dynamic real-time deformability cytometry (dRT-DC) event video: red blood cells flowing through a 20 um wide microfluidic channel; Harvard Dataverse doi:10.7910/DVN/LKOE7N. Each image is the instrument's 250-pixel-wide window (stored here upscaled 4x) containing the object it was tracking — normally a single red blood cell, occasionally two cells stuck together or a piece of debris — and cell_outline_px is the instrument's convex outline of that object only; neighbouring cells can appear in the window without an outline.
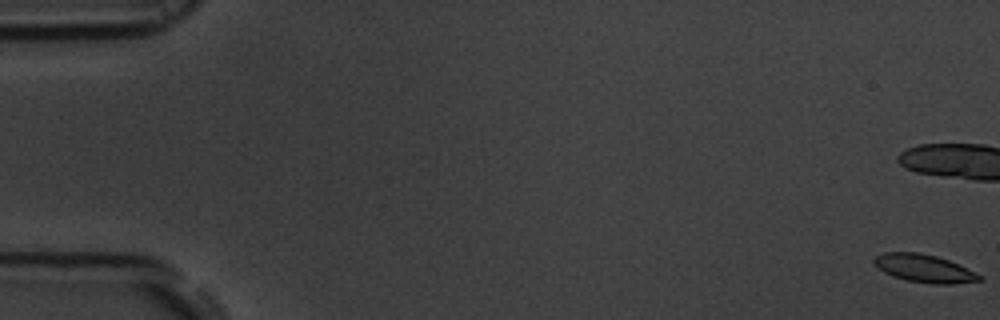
{"species": "common noctule bat (a hibernating species)", "species_latin": "Nyctalus noctula", "temperature_condition": "room temperature", "stored_images_in_passage": 17, "camera_frame_rate_fps": 3000, "um_per_image_px": 0.085, "animal": {"sex": "male", "body_mass_g": 19.5, "forearm_length_mm": 54.6}, "frame": {"image": 1, "passage_image": 1, "time_ms": 0.0, "image_size_px": [1000, 320], "cell_outline_px": [[984, 280], [952, 284], [932, 284], [908, 280], [892, 276], [884, 272], [872, 260], [876, 256], [884, 252], [920, 252], [936, 256], [948, 260], [984, 276]], "centroid_in_image_um": [78.59, 22.81], "position_along_channel_um": 6.4, "area_um2": 17.05}}